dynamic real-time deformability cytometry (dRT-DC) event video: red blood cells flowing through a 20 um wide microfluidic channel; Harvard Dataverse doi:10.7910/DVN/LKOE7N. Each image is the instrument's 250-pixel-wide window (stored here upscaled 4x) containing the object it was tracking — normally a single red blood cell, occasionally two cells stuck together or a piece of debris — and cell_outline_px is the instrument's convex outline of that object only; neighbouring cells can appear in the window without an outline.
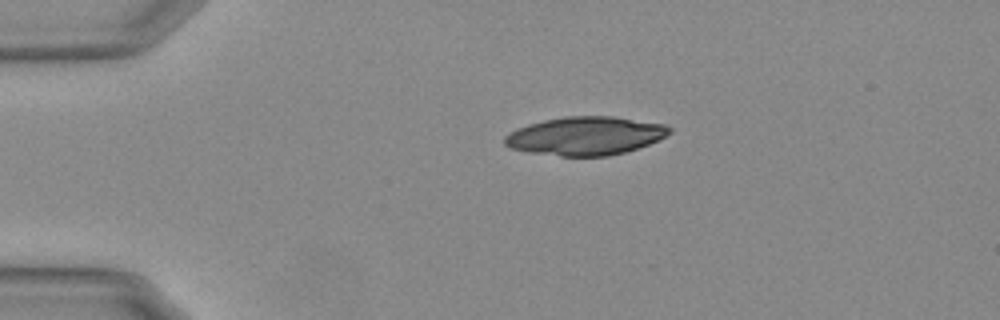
{"species": "Egyptian fruit bat (a non-hibernating species)", "species_latin": "Rousettus aegyptiacus", "temperature_condition": "warm", "stored_images_in_passage": 44, "camera_frame_rate_fps": 3000, "um_per_image_px": 0.085, "animal": {"sex": "female"}, "frame": {"image": 1, "passage_image": 1, "time_ms": 0.0, "image_size_px": [1000, 320], "cell_outline_px": [[672, 132], [648, 144], [624, 152], [608, 156], [560, 156], [532, 152], [512, 148], [504, 144], [504, 136], [508, 132], [516, 128], [528, 124], [544, 120], [564, 116], [612, 116], [668, 124], [672, 128]], "centroid_in_image_um": [49.76, 11.53], "position_along_channel_um": 35.2, "area_um2": 36.88}}